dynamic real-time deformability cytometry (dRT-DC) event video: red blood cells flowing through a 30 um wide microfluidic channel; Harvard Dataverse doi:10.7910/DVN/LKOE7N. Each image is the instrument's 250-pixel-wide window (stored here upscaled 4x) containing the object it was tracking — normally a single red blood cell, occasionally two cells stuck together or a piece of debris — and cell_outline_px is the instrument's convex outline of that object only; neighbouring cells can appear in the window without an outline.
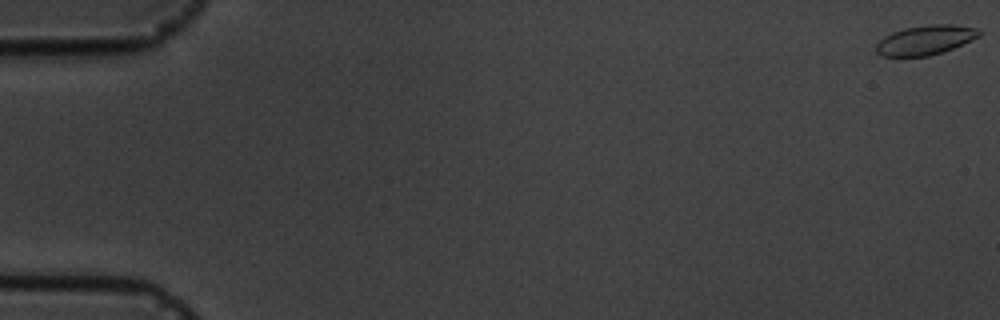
{"species": "common noctule bat (a hibernating species)", "species_latin": "Nyctalus noctula", "temperature_condition": "cold", "stored_images_in_passage": 5, "camera_frame_rate_fps": 3000, "um_per_image_px": 0.085, "animal": {"sex": "male", "body_mass_g": 19.5, "forearm_length_mm": 54.6}, "frame": {"image": 1, "passage_image": 1, "time_ms": 0.0, "image_size_px": [1000, 320], "cell_outline_px": [[980, 36], [952, 48], [928, 56], [880, 56], [876, 52], [876, 44], [884, 36], [892, 32], [904, 28], [932, 24], [952, 24], [980, 28]], "centroid_in_image_um": [78.64, 3.39], "position_along_channel_um": 6.4, "area_um2": 17.63}}
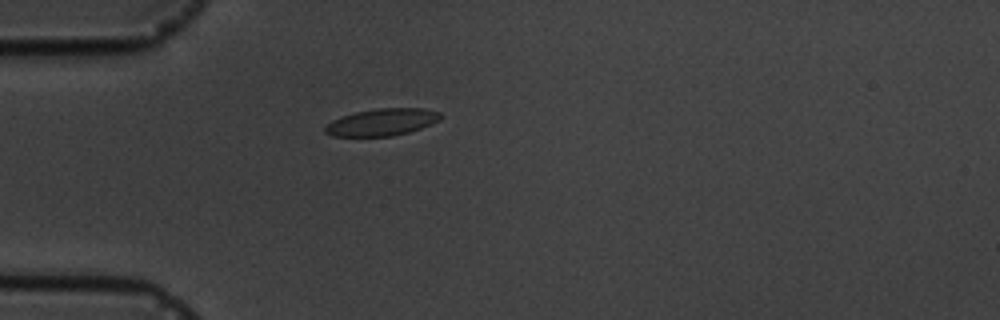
{"frame": {"image": 2, "passage_image": 4, "time_ms": 5.333, "image_size_px": [1000, 320], "cell_outline_px": [[444, 116], [440, 120], [432, 124], [408, 132], [392, 136], [332, 136], [324, 132], [324, 128], [332, 120], [356, 112], [376, 108], [424, 108], [440, 112]], "centroid_in_image_um": [32.51, 10.38], "position_along_channel_um": 52.5, "area_um2": 18.21}}